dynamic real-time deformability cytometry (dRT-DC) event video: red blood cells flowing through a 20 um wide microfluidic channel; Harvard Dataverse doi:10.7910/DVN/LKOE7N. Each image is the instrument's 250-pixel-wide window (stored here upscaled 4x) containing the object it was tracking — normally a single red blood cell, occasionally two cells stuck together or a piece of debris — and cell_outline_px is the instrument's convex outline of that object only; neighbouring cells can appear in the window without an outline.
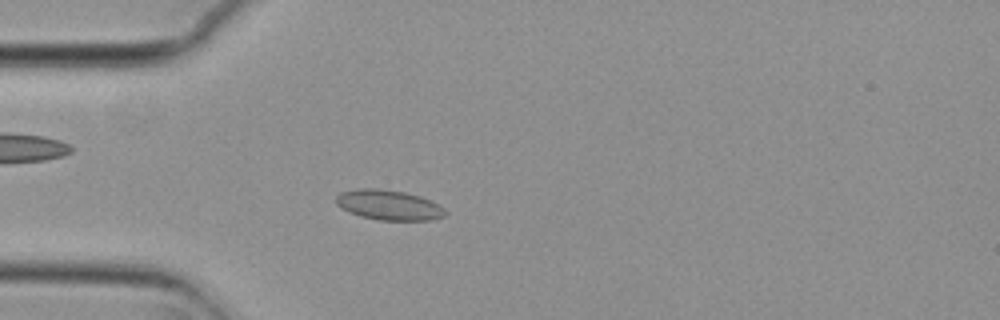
{"species": "common noctule bat (a hibernating species)", "species_latin": "Nyctalus noctula", "temperature_condition": "cold", "stored_images_in_passage": 55, "camera_frame_rate_fps": 3000, "um_per_image_px": 0.085, "animal": {"sex": "female", "body_mass_g": 29.2, "forearm_length_mm": 56.3}, "frame": {"image": 1, "passage_image": 15, "time_ms": 4.667, "image_size_px": [1000, 320], "cell_outline_px": [[448, 212], [444, 216], [432, 220], [380, 220], [360, 216], [348, 212], [340, 208], [336, 204], [336, 196], [340, 192], [356, 188], [376, 188], [404, 192], [420, 196], [444, 208]], "centroid_in_image_um": [33.0, 17.42], "position_along_channel_um": 52.0, "area_um2": 19.19}}
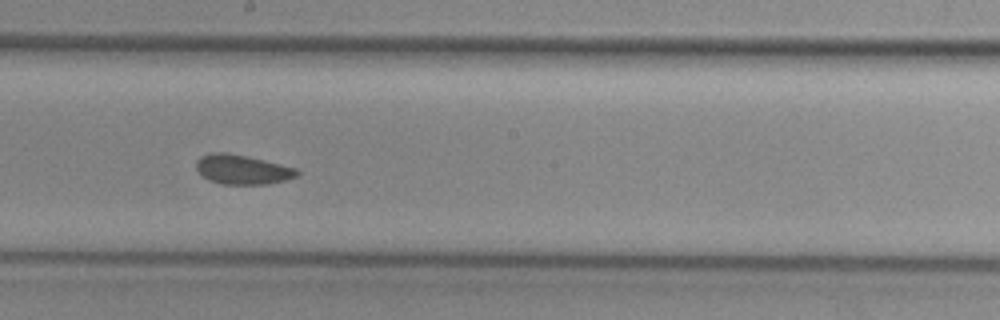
{"frame": {"image": 2, "passage_image": 30, "time_ms": 9.667, "image_size_px": [1000, 320], "cell_outline_px": [[300, 176], [268, 184], [220, 184], [208, 180], [196, 168], [196, 160], [200, 156], [208, 152], [228, 152], [264, 160], [296, 168], [300, 172]], "centroid_in_image_um": [20.59, 14.4], "position_along_channel_um": 227.6, "area_um2": 17.46}}
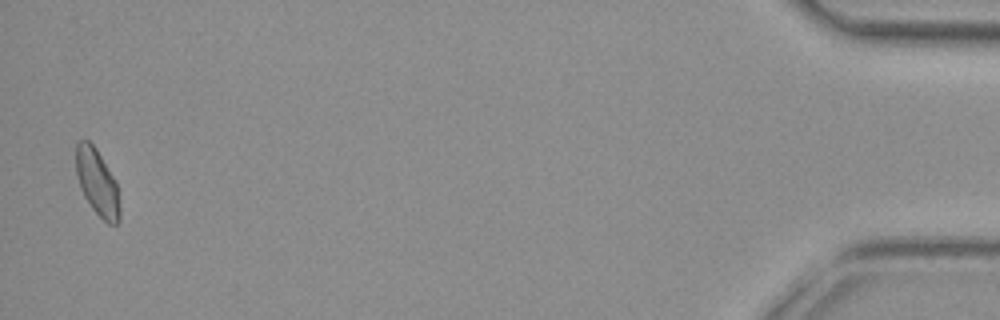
{"frame": {"image": 3, "passage_image": 54, "time_ms": 17.667, "image_size_px": [1000, 320], "cell_outline_px": [[120, 220], [116, 224], [108, 224], [92, 208], [84, 196], [80, 188], [76, 172], [76, 144], [80, 140], [88, 140], [96, 148], [116, 180], [120, 208]], "centroid_in_image_um": [8.27, 15.51], "position_along_channel_um": 426.9, "area_um2": 16.94}, "authors_computed_cell_mechanics": {"area_um2": 17.5134, "velocity_mm_per_s": 3.6944, "shape_relaxation_time_tau1_ms": null, "shape_relaxation_time_tau2_ms": 4.0082, "deformation_change_tau1": null, "deformation_change_tau2": 0.0645}}